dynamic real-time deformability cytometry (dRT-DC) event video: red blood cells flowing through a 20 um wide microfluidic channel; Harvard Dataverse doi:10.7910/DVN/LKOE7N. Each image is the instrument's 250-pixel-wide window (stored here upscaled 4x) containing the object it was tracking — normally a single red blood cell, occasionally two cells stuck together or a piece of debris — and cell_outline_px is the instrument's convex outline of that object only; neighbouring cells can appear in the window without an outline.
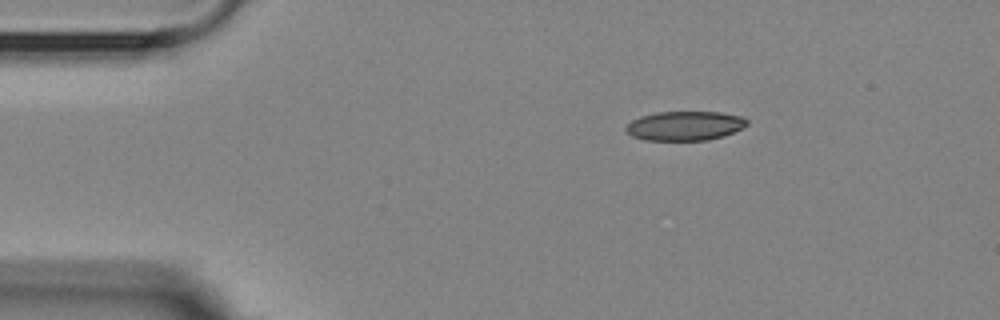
{"species": "Egyptian fruit bat (a non-hibernating species)", "species_latin": "Rousettus aegyptiacus", "temperature_condition": "room temperature", "stored_images_in_passage": 4, "segment_of_instrument_passage": [1, 2], "camera_frame_rate_fps": 3000, "um_per_image_px": 0.085, "animal": {"sex": "female"}, "frame": {"image": 1, "passage_image": 1, "time_ms": 0.0, "image_size_px": [1000, 320], "cell_outline_px": [[748, 124], [724, 136], [708, 140], [644, 140], [632, 136], [624, 128], [632, 120], [640, 116], [656, 112], [720, 112], [740, 116], [748, 120]], "centroid_in_image_um": [58.19, 10.69], "position_along_channel_um": 26.8, "area_um2": 20.58}}
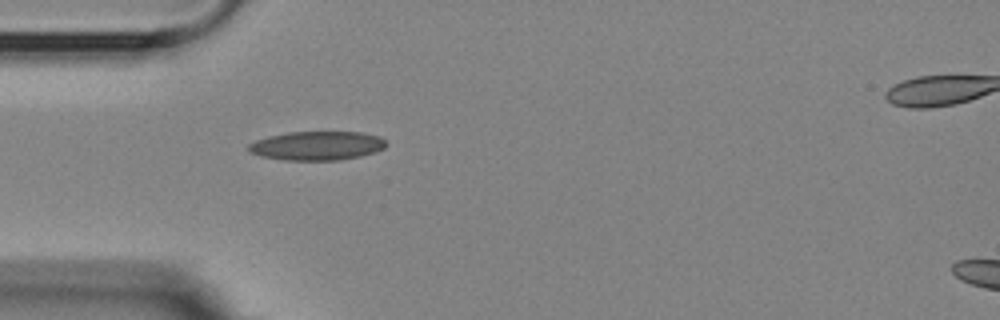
{"frame": {"image": 2, "passage_image": 3, "time_ms": 2.333, "image_size_px": [1000, 320], "cell_outline_px": [[388, 144], [384, 148], [376, 152], [360, 156], [340, 160], [284, 160], [260, 156], [248, 152], [248, 144], [256, 140], [268, 136], [288, 132], [360, 132], [380, 136]], "centroid_in_image_um": [26.94, 12.39], "position_along_channel_um": 58.1, "area_um2": 23.35}}